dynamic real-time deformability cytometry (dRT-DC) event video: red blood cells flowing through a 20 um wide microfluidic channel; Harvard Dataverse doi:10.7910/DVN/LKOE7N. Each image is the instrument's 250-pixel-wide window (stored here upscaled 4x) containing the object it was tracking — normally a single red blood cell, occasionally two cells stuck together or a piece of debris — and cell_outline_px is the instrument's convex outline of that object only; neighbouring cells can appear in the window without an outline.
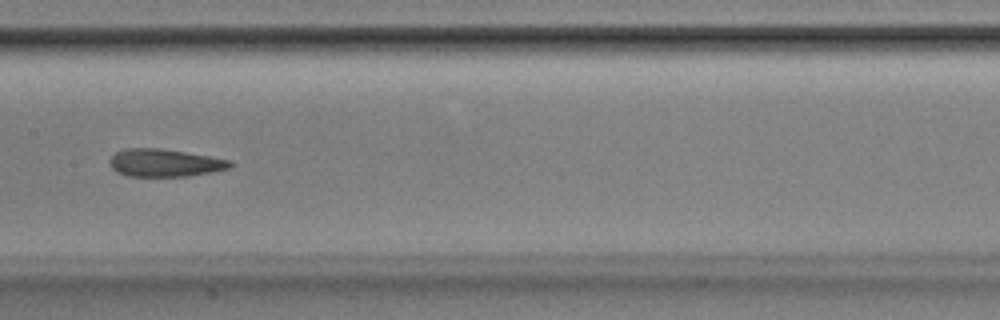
{"species": "Egyptian fruit bat (a non-hibernating species)", "species_latin": "Rousettus aegyptiacus", "temperature_condition": "room temperature", "stored_images_in_passage": 37, "camera_frame_rate_fps": 3000, "um_per_image_px": 0.085, "animal": {"sex": "male"}, "frame": {"image": 1, "passage_image": 11, "time_ms": 3.333, "image_size_px": [1000, 320], "cell_outline_px": [[232, 164], [228, 168], [212, 172], [188, 176], [128, 176], [116, 172], [112, 168], [108, 160], [116, 152], [124, 148], [160, 148], [232, 160]], "centroid_in_image_um": [13.96, 13.84], "position_along_channel_um": 193.4, "area_um2": 19.36}, "authors_computed_cell_mechanics": {"area_um2": 19.5364, "velocity_mm_per_s": 3.8449, "shape_relaxation_time_tau1_ms": 6.6702, "shape_relaxation_time_tau2_ms": 1.9993, "deformation_change_tau1": 0.1533, "deformation_change_tau2": 0.098}}